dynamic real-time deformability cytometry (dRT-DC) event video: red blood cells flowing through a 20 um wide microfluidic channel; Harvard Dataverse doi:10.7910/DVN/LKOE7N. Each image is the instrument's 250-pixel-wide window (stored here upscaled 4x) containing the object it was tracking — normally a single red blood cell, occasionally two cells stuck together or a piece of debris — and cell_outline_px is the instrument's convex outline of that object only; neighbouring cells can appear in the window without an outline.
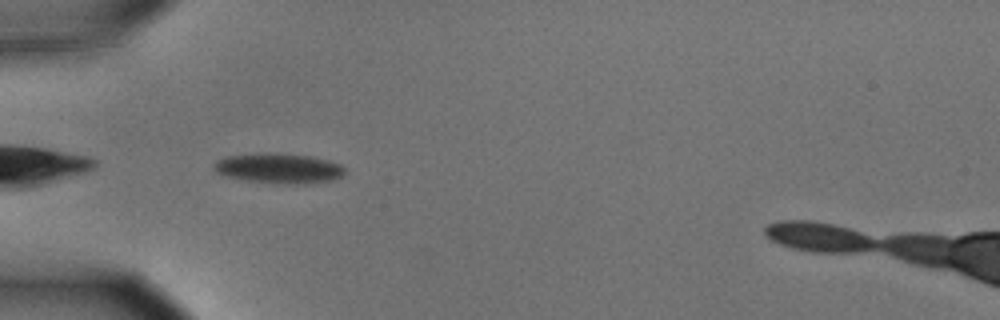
{"species": "common noctule bat (a hibernating species)", "species_latin": "Nyctalus noctula", "temperature_condition": "cold", "stored_images_in_passage": 42, "segment_of_instrument_passage": [1, 2], "camera_frame_rate_fps": 3000, "um_per_image_px": 0.085, "animal": {"sex": "male", "body_mass_g": 15.6}, "frame": {"image": 1, "passage_image": 2, "time_ms": 0.333, "image_size_px": [1000, 320], "cell_outline_px": [[344, 172], [340, 176], [332, 180], [296, 184], [288, 184], [248, 180], [224, 176], [216, 172], [212, 168], [212, 164], [216, 160], [224, 156], [308, 156], [328, 160], [340, 164], [344, 168]], "centroid_in_image_um": [23.67, 14.35], "position_along_channel_um": 61.3, "area_um2": 21.56}}
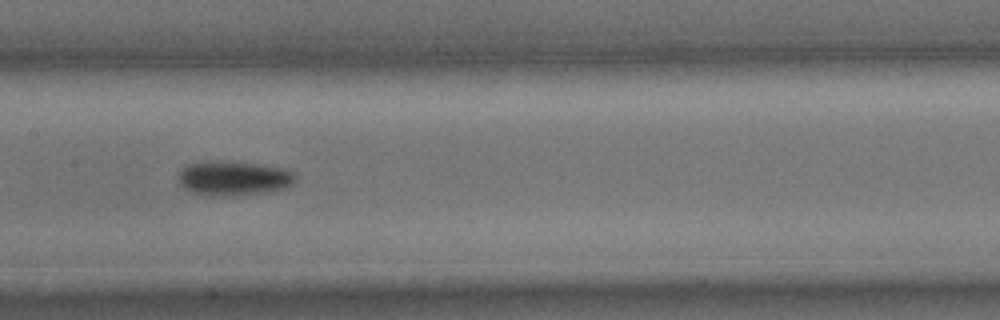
{"frame": {"image": 2, "passage_image": 13, "time_ms": 4.0, "image_size_px": [1000, 320], "cell_outline_px": [[296, 180], [292, 184], [284, 188], [268, 192], [236, 196], [200, 196], [184, 188], [180, 184], [176, 176], [188, 164], [212, 160], [256, 164], [284, 168], [292, 172], [296, 176]], "centroid_in_image_um": [19.82, 15.17], "position_along_channel_um": 187.6, "area_um2": 23.81}}
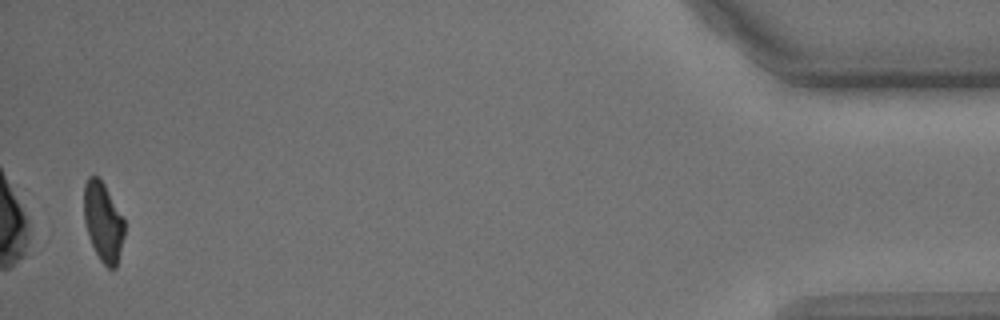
{"frame": {"image": 3, "passage_image": 40, "time_ms": 13.0, "image_size_px": [1000, 320], "cell_outline_px": [[124, 236], [116, 268], [108, 268], [100, 260], [88, 236], [84, 220], [84, 184], [88, 176], [100, 176], [124, 216]], "centroid_in_image_um": [8.77, 18.81], "position_along_channel_um": 426.4, "area_um2": 18.96}}